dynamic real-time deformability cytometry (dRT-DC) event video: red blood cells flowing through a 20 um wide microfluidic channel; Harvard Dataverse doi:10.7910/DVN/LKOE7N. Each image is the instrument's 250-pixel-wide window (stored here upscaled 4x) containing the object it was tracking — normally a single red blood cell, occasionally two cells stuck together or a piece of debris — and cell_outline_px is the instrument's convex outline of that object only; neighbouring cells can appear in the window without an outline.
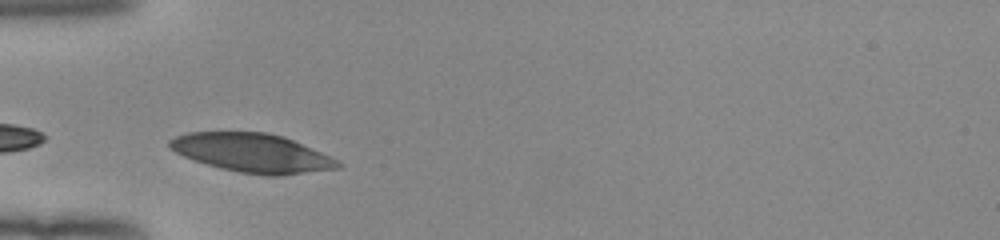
{"species": "human", "species_latin": "Homo sapiens", "temperature_condition": "room temperature", "stored_images_in_passage": 28, "camera_frame_rate_fps": 3000, "um_per_image_px": 0.085, "donor": {"sex": "female"}, "frame": {"image": 1, "passage_image": 1, "time_ms": 0.0, "image_size_px": [1000, 240], "cell_outline_px": [[344, 164], [340, 168], [280, 176], [264, 176], [240, 172], [220, 168], [184, 156], [168, 148], [168, 140], [176, 136], [188, 132], [268, 132], [284, 136], [332, 156], [340, 160]], "centroid_in_image_um": [21.5, 13.0], "position_along_channel_um": 63.5, "area_um2": 38.32}}
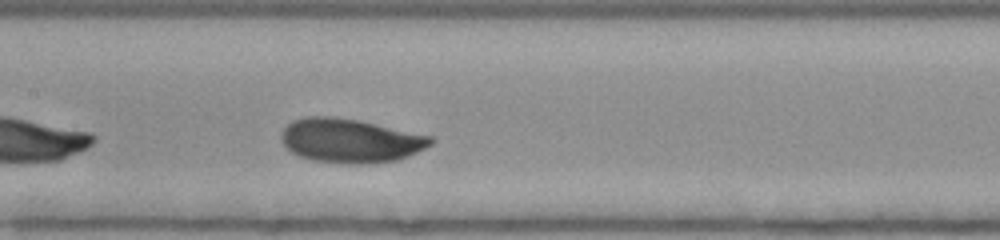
{"frame": {"image": 2, "passage_image": 10, "time_ms": 3.0, "image_size_px": [1000, 240], "cell_outline_px": [[436, 140], [432, 144], [408, 156], [396, 160], [368, 164], [344, 164], [312, 160], [300, 156], [292, 152], [280, 140], [280, 136], [284, 128], [292, 120], [308, 116], [332, 116], [360, 120], [432, 136]], "centroid_in_image_um": [29.78, 11.95], "position_along_channel_um": 177.6, "area_um2": 38.55}}
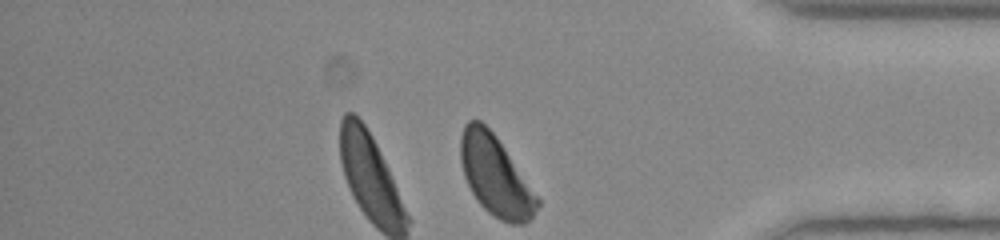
{"frame": {"image": 3, "passage_image": 28, "time_ms": 9.0, "image_size_px": [1000, 240], "cell_outline_px": [[540, 204], [532, 216], [524, 224], [508, 224], [500, 220], [488, 212], [480, 204], [472, 192], [464, 176], [460, 160], [460, 136], [464, 124], [468, 120], [480, 120], [496, 136], [540, 200]], "centroid_in_image_um": [42.09, 14.95], "position_along_channel_um": 393.1, "area_um2": 35.37}, "authors_computed_cell_mechanics": {"area_um2": 37.1943, "velocity_mm_per_s": 3.9126, "shape_relaxation_time_tau1_ms": 2.2087, "shape_relaxation_time_tau2_ms": null, "deformation_change_tau1": 0.087, "deformation_change_tau2": null}}